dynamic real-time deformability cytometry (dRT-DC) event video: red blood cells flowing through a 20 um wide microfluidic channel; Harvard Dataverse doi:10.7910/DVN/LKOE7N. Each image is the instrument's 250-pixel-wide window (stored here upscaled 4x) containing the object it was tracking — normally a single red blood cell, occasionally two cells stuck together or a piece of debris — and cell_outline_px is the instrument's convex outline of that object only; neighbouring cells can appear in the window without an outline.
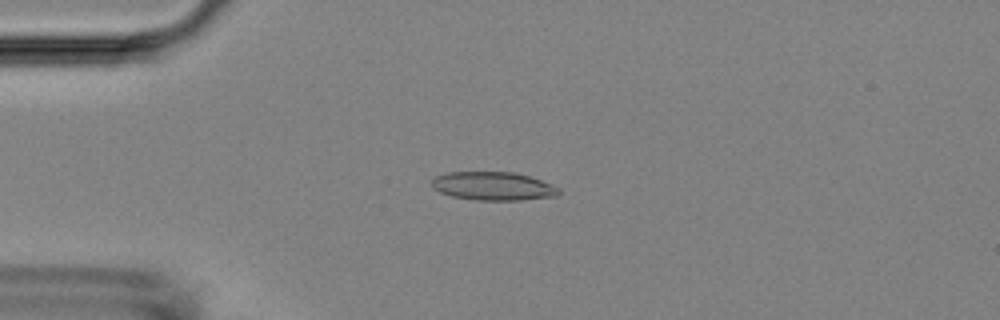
{"species": "Egyptian fruit bat (a non-hibernating species)", "species_latin": "Rousettus aegyptiacus", "temperature_condition": "room temperature", "stored_images_in_passage": 46, "camera_frame_rate_fps": 3000, "um_per_image_px": 0.085, "animal": {"sex": "female"}, "frame": {"image": 1, "passage_image": 11, "time_ms": 3.333, "image_size_px": [1000, 320], "cell_outline_px": [[560, 192], [556, 196], [520, 200], [476, 200], [452, 196], [440, 192], [432, 188], [432, 180], [436, 176], [444, 172], [512, 172], [528, 176], [552, 184], [560, 188]], "centroid_in_image_um": [41.9, 15.82], "position_along_channel_um": 43.1, "area_um2": 21.04}}
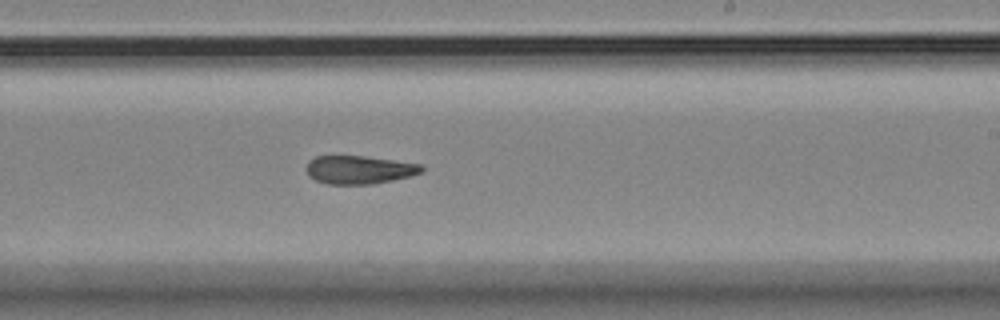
{"frame": {"image": 2, "passage_image": 30, "time_ms": 9.667, "image_size_px": [1000, 320], "cell_outline_px": [[424, 172], [412, 176], [372, 184], [328, 184], [316, 180], [308, 176], [304, 168], [308, 160], [316, 156], [364, 156], [424, 164]], "centroid_in_image_um": [30.54, 14.42], "position_along_channel_um": 258.5, "area_um2": 19.31}}
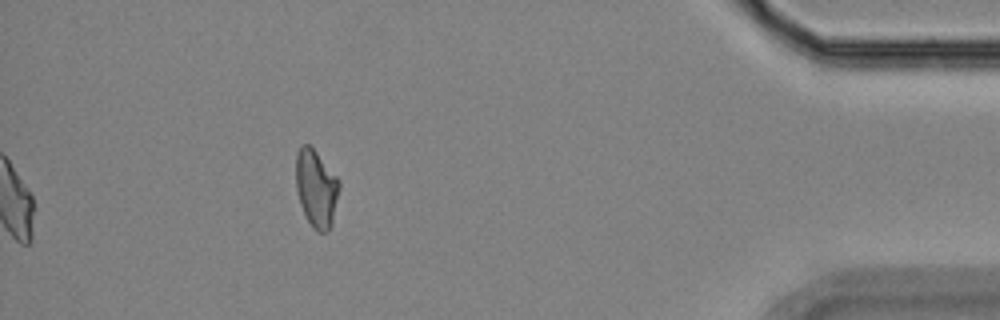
{"frame": {"image": 3, "passage_image": 46, "time_ms": 15.0, "image_size_px": [1000, 320], "cell_outline_px": [[340, 188], [332, 224], [328, 232], [316, 232], [312, 228], [300, 204], [296, 188], [296, 152], [304, 144], [308, 144], [316, 152], [340, 180]], "centroid_in_image_um": [26.89, 16.04], "position_along_channel_um": 408.3, "area_um2": 19.59}, "authors_computed_cell_mechanics": {"area_um2": 20.0277, "velocity_mm_per_s": 3.7349, "shape_relaxation_time_tau1_ms": null, "shape_relaxation_time_tau2_ms": 5.2528, "deformation_change_tau1": null, "deformation_change_tau2": 0.1373}}